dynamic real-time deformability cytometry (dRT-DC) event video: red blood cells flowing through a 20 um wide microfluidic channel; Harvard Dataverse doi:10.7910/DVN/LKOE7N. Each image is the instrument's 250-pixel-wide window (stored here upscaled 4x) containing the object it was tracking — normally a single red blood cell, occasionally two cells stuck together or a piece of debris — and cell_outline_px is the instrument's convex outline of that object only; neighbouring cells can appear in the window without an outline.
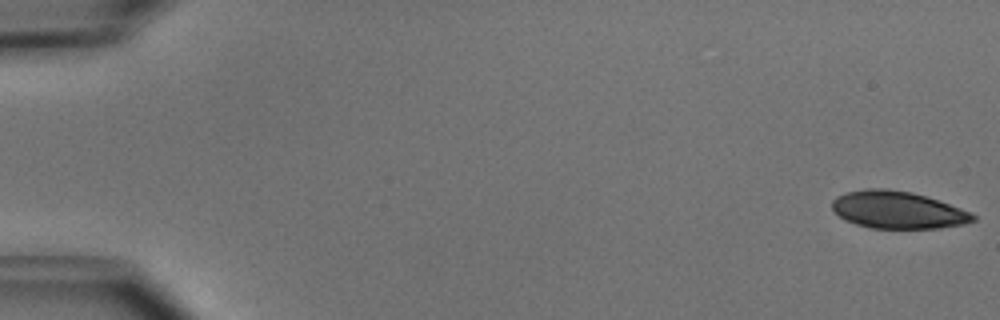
{"species": "common noctule bat (a hibernating species)", "species_latin": "Nyctalus noctula", "temperature_condition": "cold", "stored_images_in_passage": 50, "camera_frame_rate_fps": 3000, "um_per_image_px": 0.085, "animal": {"sex": "male", "body_mass_g": 15.6}, "frame": {"image": 1, "passage_image": 1, "time_ms": 0.0, "image_size_px": [1000, 320], "cell_outline_px": [[976, 220], [964, 224], [940, 228], [872, 228], [856, 224], [844, 220], [832, 208], [832, 200], [836, 196], [844, 192], [864, 188], [888, 188], [912, 192], [960, 208], [976, 216]], "centroid_in_image_um": [76.26, 17.83], "position_along_channel_um": 8.7, "area_um2": 30.58}}